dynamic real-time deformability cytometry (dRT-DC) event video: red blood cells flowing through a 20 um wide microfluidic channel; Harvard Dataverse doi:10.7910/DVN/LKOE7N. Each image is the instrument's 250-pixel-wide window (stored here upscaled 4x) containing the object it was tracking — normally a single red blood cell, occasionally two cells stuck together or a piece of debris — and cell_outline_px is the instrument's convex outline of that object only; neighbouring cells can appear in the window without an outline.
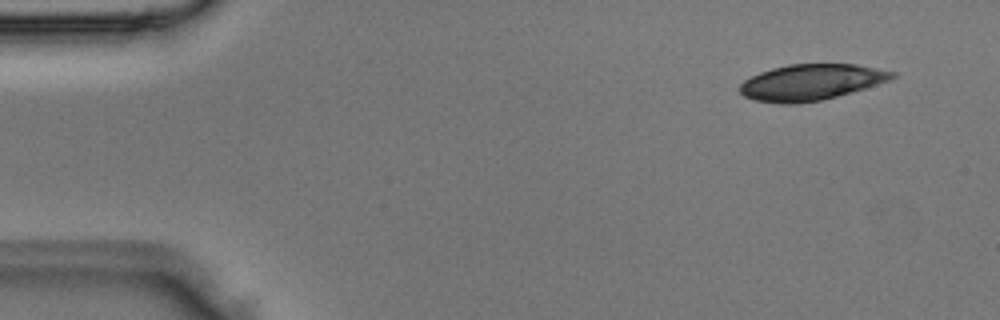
{"species": "Egyptian fruit bat (a non-hibernating species)", "species_latin": "Rousettus aegyptiacus", "temperature_condition": "room temperature", "stored_images_in_passage": 1, "camera_frame_rate_fps": 3000, "um_per_image_px": 0.085, "animal": {"sex": "male"}, "frame": {"image": 1, "passage_image": 1, "time_ms": 0.0, "image_size_px": [1000, 320], "cell_outline_px": [[896, 76], [888, 80], [864, 88], [836, 96], [820, 100], [796, 104], [780, 104], [756, 100], [744, 96], [740, 92], [740, 84], [744, 80], [760, 72], [772, 68], [788, 64], [856, 64], [896, 72]], "centroid_in_image_um": [68.91, 6.98], "position_along_channel_um": 16.1, "area_um2": 31.67}}